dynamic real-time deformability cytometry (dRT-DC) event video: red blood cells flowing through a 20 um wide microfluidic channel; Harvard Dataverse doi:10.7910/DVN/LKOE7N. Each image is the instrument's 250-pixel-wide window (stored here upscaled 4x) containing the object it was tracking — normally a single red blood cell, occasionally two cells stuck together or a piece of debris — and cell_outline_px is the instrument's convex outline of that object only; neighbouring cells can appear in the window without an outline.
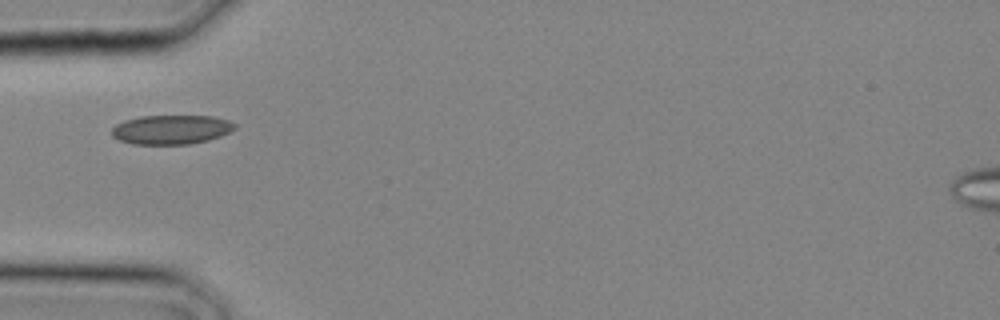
{"species": "common noctule bat (a hibernating species)", "species_latin": "Nyctalus noctula", "temperature_condition": "cold", "stored_images_in_passage": 2, "camera_frame_rate_fps": 3000, "um_per_image_px": 0.085, "animal": {"sex": "male", "body_mass_g": 20.4}, "frame": {"image": 1, "passage_image": 2, "time_ms": 0.333, "image_size_px": [1000, 320], "cell_outline_px": [[236, 128], [220, 136], [208, 140], [188, 144], [132, 144], [120, 140], [112, 136], [112, 128], [116, 124], [124, 120], [140, 116], [212, 116], [228, 120], [236, 124]], "centroid_in_image_um": [14.54, 11.01], "position_along_channel_um": 70.5, "area_um2": 20.92}}